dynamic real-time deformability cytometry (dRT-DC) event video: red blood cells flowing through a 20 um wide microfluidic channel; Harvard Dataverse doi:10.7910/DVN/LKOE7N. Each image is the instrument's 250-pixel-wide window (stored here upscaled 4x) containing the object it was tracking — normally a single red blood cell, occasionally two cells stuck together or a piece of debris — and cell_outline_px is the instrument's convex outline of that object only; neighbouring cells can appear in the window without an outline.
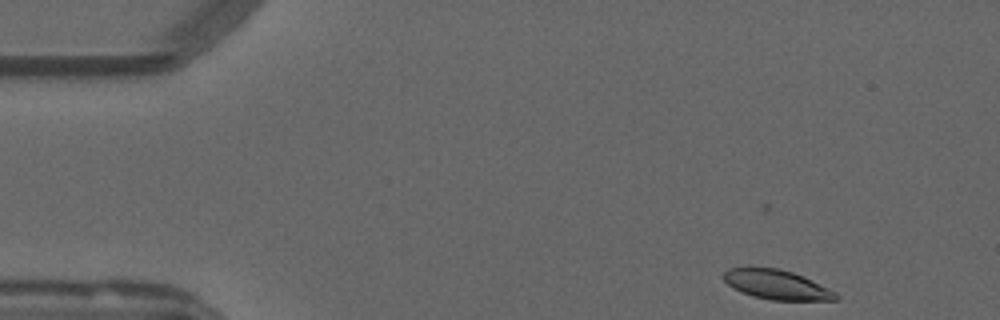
{"species": "common noctule bat (a hibernating species)", "species_latin": "Nyctalus noctula", "temperature_condition": "warm", "stored_images_in_passage": 49, "camera_frame_rate_fps": 3000, "um_per_image_px": 0.085, "animal": {"sex": "male", "forearm_length_mm": 52.5}, "frame": {"image": 1, "passage_image": 1, "time_ms": 0.0, "image_size_px": [1000, 320], "cell_outline_px": [[840, 300], [772, 300], [752, 296], [728, 284], [724, 280], [724, 272], [728, 268], [776, 268], [792, 272], [804, 276], [836, 292], [840, 296]], "centroid_in_image_um": [66.09, 24.2], "position_along_channel_um": 18.9, "area_um2": 19.02}}
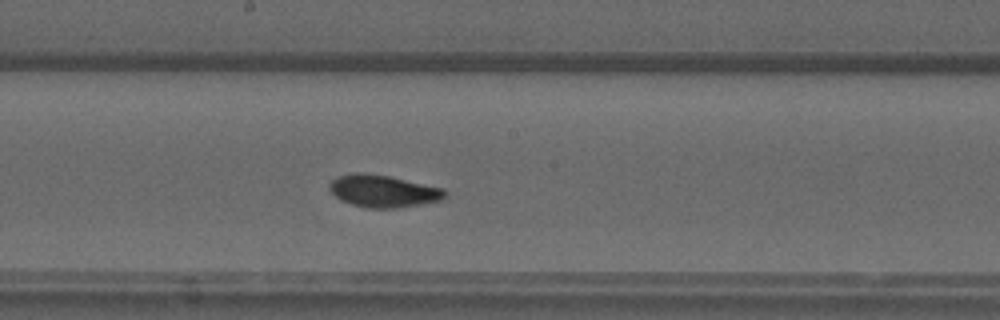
{"frame": {"image": 2, "passage_image": 24, "time_ms": 7.667, "image_size_px": [1000, 320], "cell_outline_px": [[448, 196], [440, 200], [396, 208], [368, 208], [352, 204], [336, 196], [328, 188], [328, 184], [336, 176], [356, 172], [360, 172], [388, 176], [444, 188], [448, 192]], "centroid_in_image_um": [32.58, 16.23], "position_along_channel_um": 215.6, "area_um2": 21.56}}
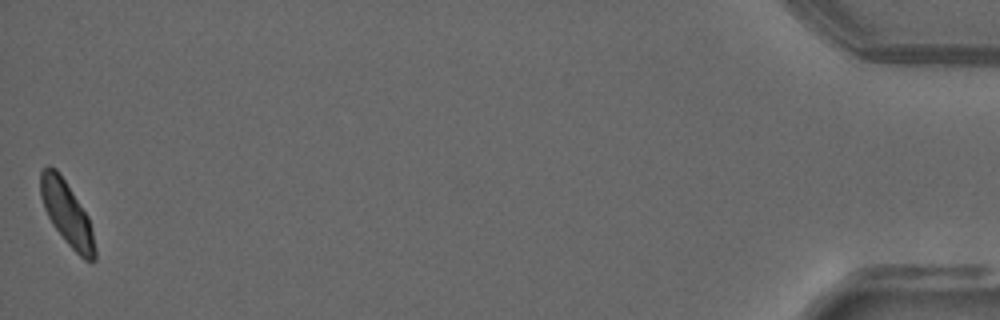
{"frame": {"image": 3, "passage_image": 49, "time_ms": 16.0, "image_size_px": [1000, 320], "cell_outline_px": [[96, 260], [92, 264], [84, 260], [68, 244], [52, 224], [44, 208], [40, 196], [40, 172], [48, 164], [56, 168], [88, 216], [92, 228], [96, 248]], "centroid_in_image_um": [5.7, 18.18], "position_along_channel_um": 429.5, "area_um2": 20.23}, "authors_computed_cell_mechanics": {"area_um2": 20.808, "velocity_mm_per_s": 3.7711, "shape_relaxation_time_tau1_ms": 4.0713, "shape_relaxation_time_tau2_ms": 1.4468, "deformation_change_tau1": 0.1283, "deformation_change_tau2": 0.0595}}